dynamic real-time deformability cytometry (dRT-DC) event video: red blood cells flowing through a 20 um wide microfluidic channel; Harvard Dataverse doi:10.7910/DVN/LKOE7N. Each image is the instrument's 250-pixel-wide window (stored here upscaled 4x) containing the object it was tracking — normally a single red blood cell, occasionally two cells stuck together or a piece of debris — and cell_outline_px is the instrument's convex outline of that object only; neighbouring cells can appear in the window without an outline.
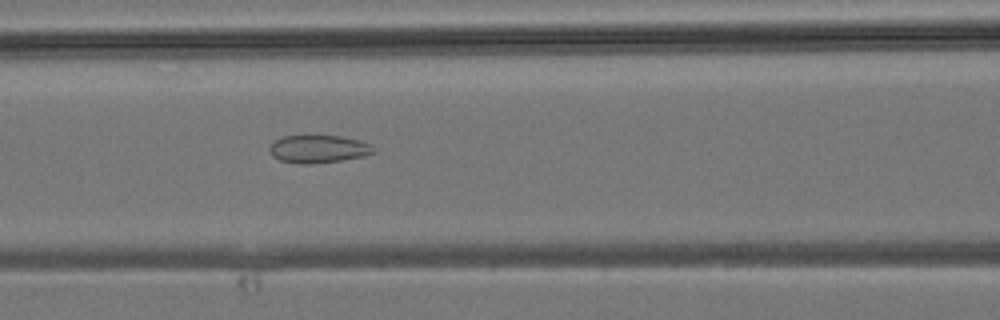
{"species": "common noctule bat (a hibernating species)", "species_latin": "Nyctalus noctula", "temperature_condition": "room temperature", "stored_images_in_passage": 29, "camera_frame_rate_fps": 3000, "um_per_image_px": 0.085, "animal": {"sex": "male", "body_mass_g": 19.2, "forearm_length_mm": 51.8}, "frame": {"image": 1, "passage_image": 5, "time_ms": 1.333, "image_size_px": [1000, 320], "cell_outline_px": [[376, 152], [364, 156], [340, 160], [312, 164], [300, 164], [280, 160], [272, 156], [268, 148], [280, 136], [340, 136], [372, 144], [376, 148]], "centroid_in_image_um": [27.07, 12.67], "position_along_channel_um": 139.5, "area_um2": 16.82}}
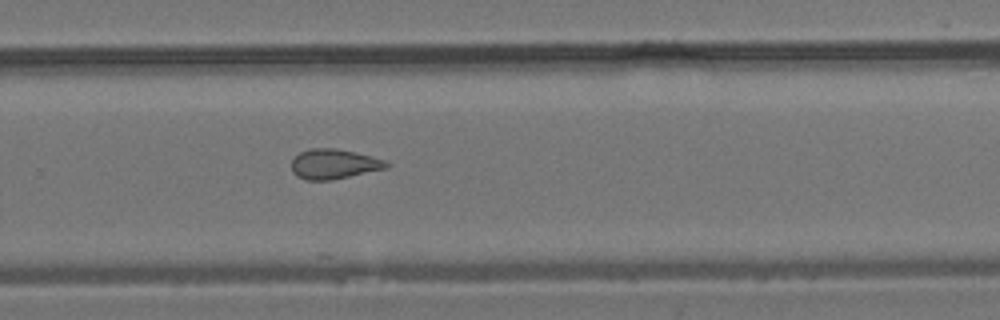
{"frame": {"image": 2, "passage_image": 15, "time_ms": 4.667, "image_size_px": [1000, 320], "cell_outline_px": [[392, 164], [388, 168], [332, 180], [308, 180], [296, 176], [292, 172], [292, 160], [300, 152], [308, 148], [336, 148], [356, 152], [384, 160]], "centroid_in_image_um": [28.39, 13.94], "position_along_channel_um": 301.4, "area_um2": 16.65}}
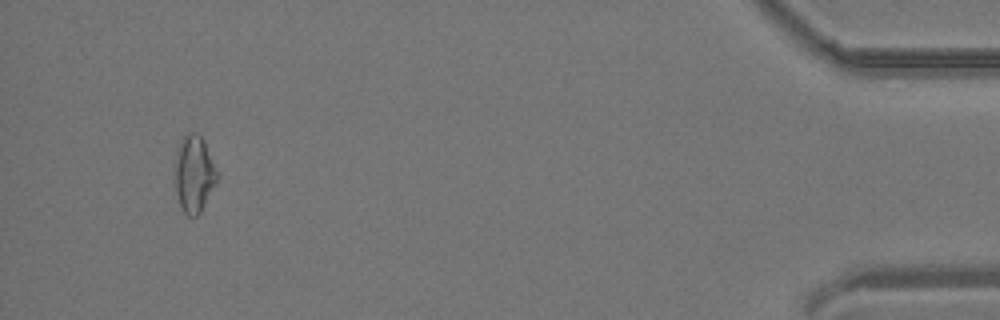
{"frame": {"image": 3, "passage_image": 27, "time_ms": 8.667, "image_size_px": [1000, 320], "cell_outline_px": [[216, 180], [200, 212], [196, 216], [188, 216], [184, 212], [180, 204], [176, 192], [176, 152], [184, 136], [188, 132], [196, 132], [204, 140], [216, 172]], "centroid_in_image_um": [16.47, 14.77], "position_along_channel_um": 418.7, "area_um2": 18.03}}